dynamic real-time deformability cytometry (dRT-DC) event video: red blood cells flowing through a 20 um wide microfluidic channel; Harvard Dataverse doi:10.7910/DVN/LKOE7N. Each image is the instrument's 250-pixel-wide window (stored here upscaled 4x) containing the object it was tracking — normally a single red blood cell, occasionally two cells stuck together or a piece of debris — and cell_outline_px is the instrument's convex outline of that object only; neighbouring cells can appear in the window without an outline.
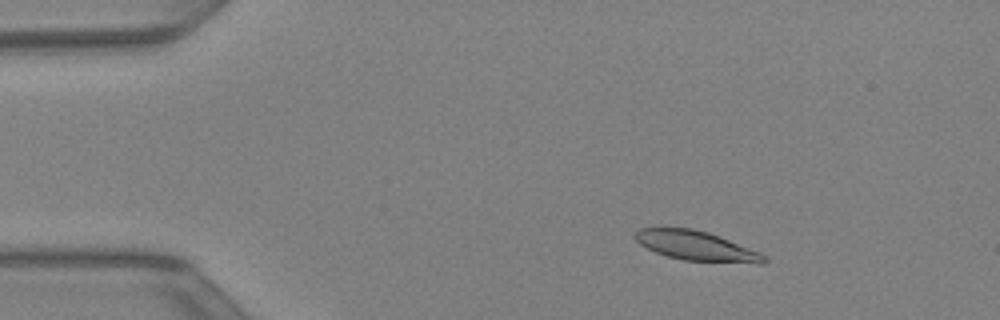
{"species": "Egyptian fruit bat (a non-hibernating species)", "species_latin": "Rousettus aegyptiacus", "temperature_condition": "warm", "stored_images_in_passage": 37, "camera_frame_rate_fps": 3000, "um_per_image_px": 0.085, "animal": {"sex": "female"}, "frame": {"image": 1, "passage_image": 1, "time_ms": 0.0, "image_size_px": [1000, 320], "cell_outline_px": [[768, 260], [764, 264], [756, 264], [684, 260], [668, 256], [656, 252], [640, 244], [632, 236], [640, 228], [692, 228], [708, 232], [720, 236], [760, 252]], "centroid_in_image_um": [59.22, 20.9], "position_along_channel_um": 25.8, "area_um2": 22.25}}
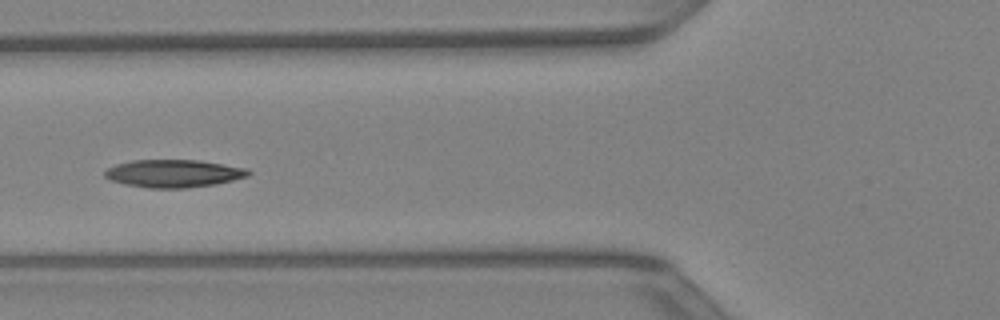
{"frame": {"image": 2, "passage_image": 11, "time_ms": 3.333, "image_size_px": [1000, 320], "cell_outline_px": [[252, 172], [248, 176], [216, 184], [188, 188], [148, 188], [124, 184], [112, 180], [104, 176], [104, 172], [108, 168], [116, 164], [132, 160], [200, 160], [248, 168]], "centroid_in_image_um": [14.78, 14.74], "position_along_channel_um": 111.0, "area_um2": 23.29}}
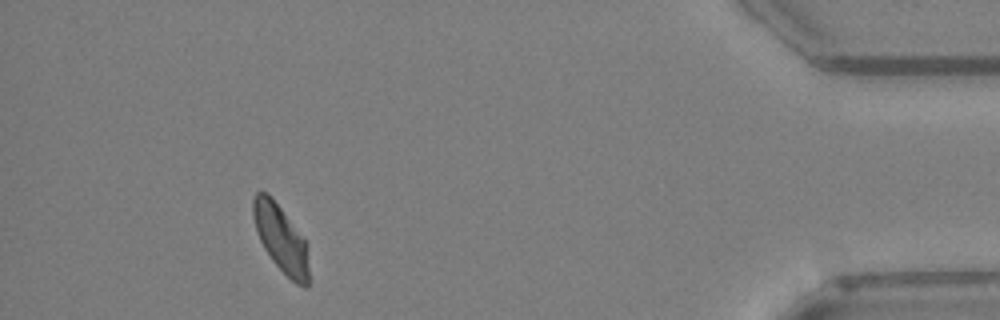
{"frame": {"image": 3, "passage_image": 34, "time_ms": 11.0, "image_size_px": [1000, 320], "cell_outline_px": [[308, 288], [304, 288], [296, 284], [272, 260], [264, 248], [256, 232], [252, 216], [252, 200], [256, 192], [268, 192], [304, 240], [308, 268]], "centroid_in_image_um": [23.82, 20.27], "position_along_channel_um": 411.4, "area_um2": 21.21}}